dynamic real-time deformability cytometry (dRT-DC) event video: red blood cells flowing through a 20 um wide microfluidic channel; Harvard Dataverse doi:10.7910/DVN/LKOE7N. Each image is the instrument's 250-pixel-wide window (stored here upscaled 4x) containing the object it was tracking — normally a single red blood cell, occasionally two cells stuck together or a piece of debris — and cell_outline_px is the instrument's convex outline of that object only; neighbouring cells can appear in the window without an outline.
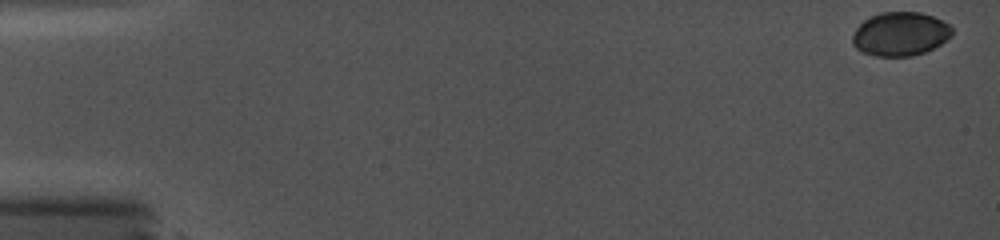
{"species": "common noctule bat (a hibernating species)", "species_latin": "Nyctalus noctula", "temperature_condition": "cold", "stored_images_in_passage": 39, "camera_frame_rate_fps": 5000, "um_per_image_px": 0.085, "animal": {"sex": "female", "body_mass_g": 19.0, "forearm_length_mm": 56.7}, "frame": {"image": 1, "passage_image": 1, "time_ms": 0.0, "image_size_px": [1000, 240], "cell_outline_px": [[952, 36], [940, 44], [924, 52], [912, 56], [876, 56], [864, 52], [856, 48], [852, 44], [852, 36], [856, 28], [864, 20], [880, 12], [920, 12], [932, 16], [948, 24], [952, 28]], "centroid_in_image_um": [76.51, 2.89], "position_along_channel_um": 8.5, "area_um2": 25.26}}
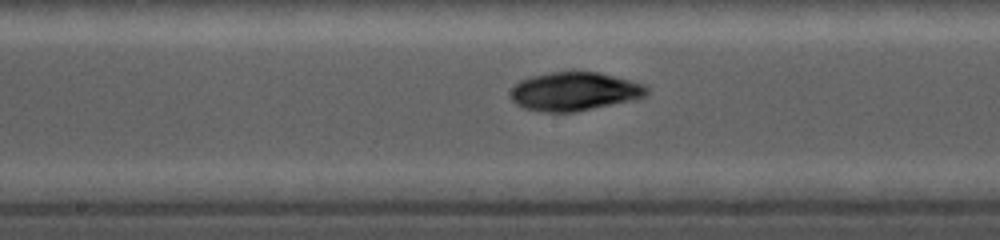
{"frame": {"image": 2, "passage_image": 21, "time_ms": 9.2, "image_size_px": [1000, 240], "cell_outline_px": [[648, 92], [644, 96], [636, 100], [572, 112], [544, 112], [524, 108], [516, 104], [512, 100], [512, 88], [520, 80], [532, 76], [552, 72], [596, 72], [644, 84], [648, 88]], "centroid_in_image_um": [48.83, 7.78], "position_along_channel_um": 199.4, "area_um2": 30.29}}
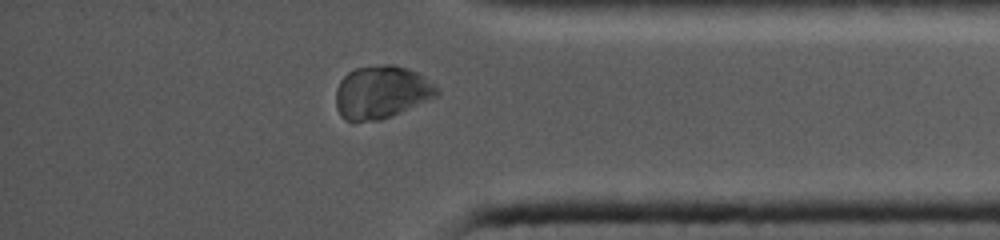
{"frame": {"image": 3, "passage_image": 35, "time_ms": 14.6, "image_size_px": [1000, 240], "cell_outline_px": [[440, 92], [436, 96], [392, 116], [380, 120], [356, 124], [352, 124], [344, 120], [340, 116], [336, 108], [336, 88], [340, 80], [348, 72], [356, 68], [384, 64], [392, 64], [408, 68], [416, 72], [440, 88]], "centroid_in_image_um": [32.37, 7.87], "position_along_channel_um": 402.8, "area_um2": 31.62}}